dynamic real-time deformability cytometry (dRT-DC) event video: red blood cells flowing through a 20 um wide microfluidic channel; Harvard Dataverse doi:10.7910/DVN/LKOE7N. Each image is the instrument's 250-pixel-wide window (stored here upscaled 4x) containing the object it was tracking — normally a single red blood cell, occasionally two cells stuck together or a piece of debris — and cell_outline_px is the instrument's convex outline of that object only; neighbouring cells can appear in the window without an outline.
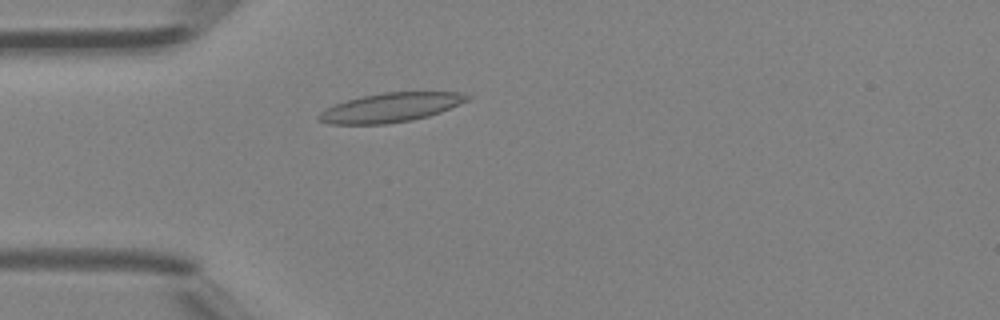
{"species": "Egyptian fruit bat (a non-hibernating species)", "species_latin": "Rousettus aegyptiacus", "temperature_condition": "room temperature", "stored_images_in_passage": 3, "camera_frame_rate_fps": 3000, "um_per_image_px": 0.085, "animal": {"sex": "female"}, "frame": {"image": 1, "passage_image": 3, "time_ms": 0.667, "image_size_px": [1000, 320], "cell_outline_px": [[472, 96], [468, 100], [460, 104], [440, 112], [428, 116], [412, 120], [388, 124], [328, 124], [316, 120], [316, 116], [324, 108], [348, 100], [364, 96], [384, 92], [460, 92]], "centroid_in_image_um": [33.18, 9.15], "position_along_channel_um": 51.8, "area_um2": 25.26}}